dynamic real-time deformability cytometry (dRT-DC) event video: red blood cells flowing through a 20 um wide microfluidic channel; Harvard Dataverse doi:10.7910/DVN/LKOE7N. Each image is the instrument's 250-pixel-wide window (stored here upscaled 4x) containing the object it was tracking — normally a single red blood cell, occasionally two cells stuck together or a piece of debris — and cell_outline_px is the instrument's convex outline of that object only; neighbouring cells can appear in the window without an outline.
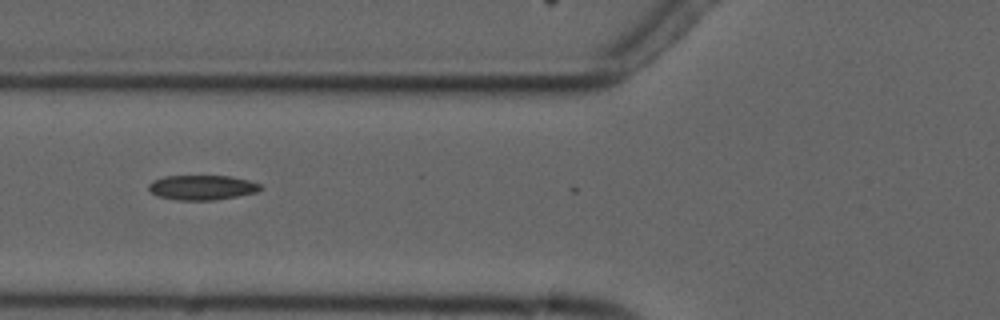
{"species": "common noctule bat (a hibernating species)", "species_latin": "Nyctalus noctula", "temperature_condition": "cold", "stored_images_in_passage": 7, "camera_frame_rate_fps": 3000, "um_per_image_px": 0.085, "animal": {"sex": "male", "forearm_length_mm": 52.5}, "frame": {"image": 1, "passage_image": 6, "time_ms": 6.0, "image_size_px": [1000, 320], "cell_outline_px": [[264, 188], [256, 192], [236, 196], [212, 200], [176, 200], [160, 196], [152, 192], [148, 188], [148, 184], [152, 180], [164, 176], [228, 176], [248, 180], [260, 184]], "centroid_in_image_um": [17.17, 15.93], "position_along_channel_um": 108.6, "area_um2": 16.01}}
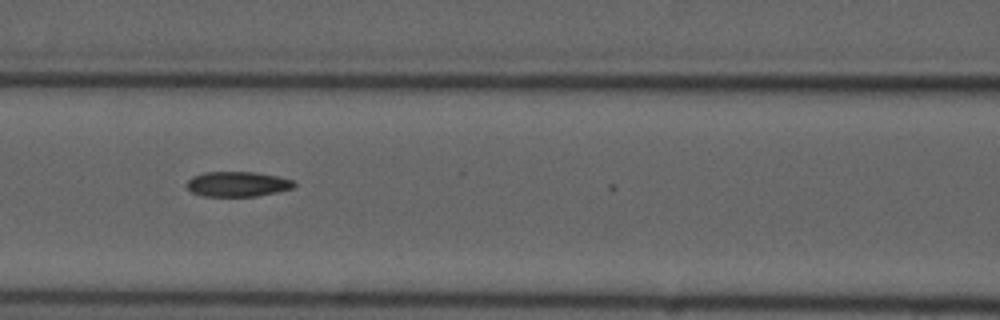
{"frame": {"image": 2, "passage_image": 7, "time_ms": 7.0, "image_size_px": [1000, 320], "cell_outline_px": [[296, 184], [292, 188], [276, 192], [256, 196], [204, 196], [192, 192], [188, 188], [188, 180], [192, 176], [204, 172], [256, 172], [280, 176], [292, 180]], "centroid_in_image_um": [20.2, 15.63], "position_along_channel_um": 146.4, "area_um2": 15.61}}